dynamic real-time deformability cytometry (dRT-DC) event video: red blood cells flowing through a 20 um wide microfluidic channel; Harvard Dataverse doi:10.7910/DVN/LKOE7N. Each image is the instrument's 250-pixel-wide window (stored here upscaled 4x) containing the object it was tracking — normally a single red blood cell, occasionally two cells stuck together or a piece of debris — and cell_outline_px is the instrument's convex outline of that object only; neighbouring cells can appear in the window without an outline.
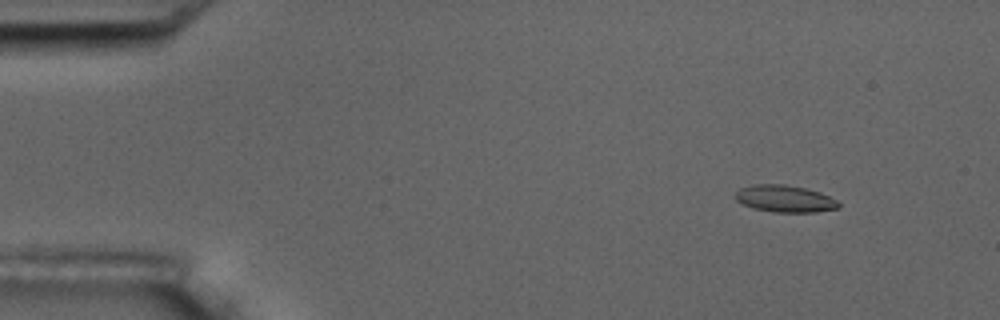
{"species": "common noctule bat (a hibernating species)", "species_latin": "Nyctalus noctula", "temperature_condition": "room temperature", "stored_images_in_passage": 6, "camera_frame_rate_fps": 3000, "um_per_image_px": 0.085, "animal": {"sex": "male", "body_mass_g": 17.5, "forearm_length_mm": 52.3}, "frame": {"image": 1, "passage_image": 3, "time_ms": 2.0, "image_size_px": [1000, 320], "cell_outline_px": [[840, 208], [816, 212], [772, 212], [752, 208], [736, 200], [736, 192], [740, 188], [752, 184], [784, 184], [804, 188], [820, 192], [836, 200], [840, 204]], "centroid_in_image_um": [66.71, 16.89], "position_along_channel_um": 18.3, "area_um2": 16.24}}
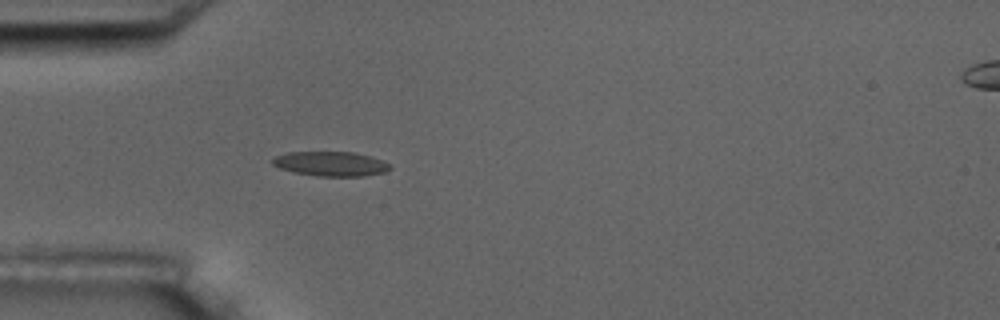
{"frame": {"image": 2, "passage_image": 6, "time_ms": 5.667, "image_size_px": [1000, 320], "cell_outline_px": [[392, 168], [384, 172], [364, 176], [320, 176], [292, 172], [280, 168], [272, 164], [272, 160], [276, 156], [288, 152], [352, 152], [368, 156], [380, 160], [388, 164]], "centroid_in_image_um": [28.08, 13.93], "position_along_channel_um": 56.9, "area_um2": 16.59}}